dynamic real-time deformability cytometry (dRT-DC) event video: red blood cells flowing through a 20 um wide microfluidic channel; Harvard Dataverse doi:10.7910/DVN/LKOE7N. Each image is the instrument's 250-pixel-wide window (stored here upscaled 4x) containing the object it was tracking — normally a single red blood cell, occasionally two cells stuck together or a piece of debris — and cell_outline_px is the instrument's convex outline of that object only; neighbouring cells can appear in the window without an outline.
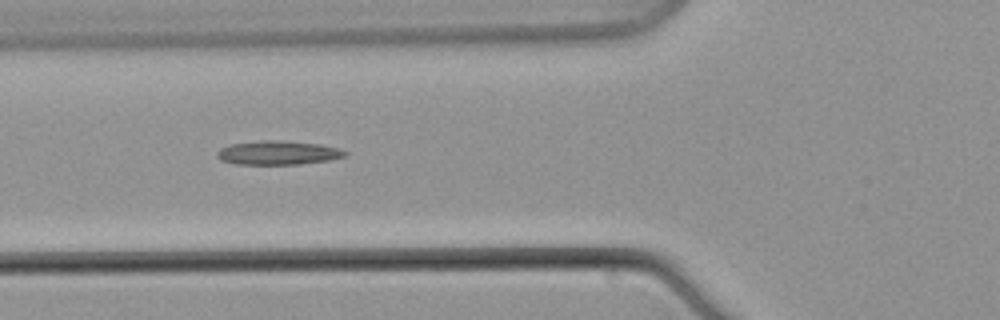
{"species": "common noctule bat (a hibernating species)", "species_latin": "Nyctalus noctula", "temperature_condition": "warm", "stored_images_in_passage": 8, "camera_frame_rate_fps": 3000, "um_per_image_px": 0.085, "animal": {"sex": "male", "body_mass_g": 21.5, "forearm_length_mm": 52.0}, "frame": {"image": 1, "passage_image": 7, "time_ms": 9.0, "image_size_px": [1000, 320], "cell_outline_px": [[348, 156], [328, 160], [300, 164], [236, 164], [220, 160], [216, 156], [216, 152], [220, 148], [232, 144], [260, 140], [284, 140], [320, 144], [336, 148], [348, 152]], "centroid_in_image_um": [23.62, 12.98], "position_along_channel_um": 102.2, "area_um2": 17.92}}